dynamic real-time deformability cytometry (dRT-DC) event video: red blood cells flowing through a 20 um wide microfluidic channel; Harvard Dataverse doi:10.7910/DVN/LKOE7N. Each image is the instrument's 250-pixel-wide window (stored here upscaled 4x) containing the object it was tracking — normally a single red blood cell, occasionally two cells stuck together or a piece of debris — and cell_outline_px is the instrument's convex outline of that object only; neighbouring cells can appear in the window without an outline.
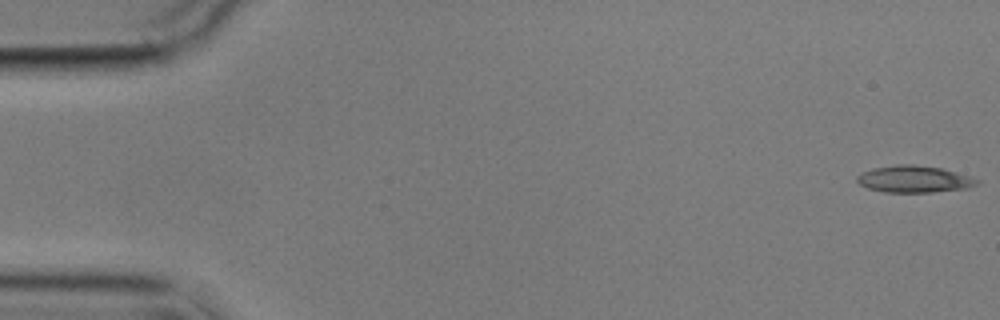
{"species": "common noctule bat (a hibernating species)", "species_latin": "Nyctalus noctula", "temperature_condition": "cold", "stored_images_in_passage": 5, "camera_frame_rate_fps": 3000, "um_per_image_px": 0.085, "animal": {"sex": "male", "body_mass_g": 17.9}, "frame": {"image": 1, "passage_image": 1, "time_ms": 0.0, "image_size_px": [1000, 320], "cell_outline_px": [[980, 184], [968, 188], [932, 192], [884, 192], [868, 188], [860, 184], [856, 180], [856, 176], [860, 172], [872, 168], [896, 164], [912, 164], [940, 168], [956, 172], [980, 180]], "centroid_in_image_um": [77.68, 15.22], "position_along_channel_um": 7.3, "area_um2": 18.84}}
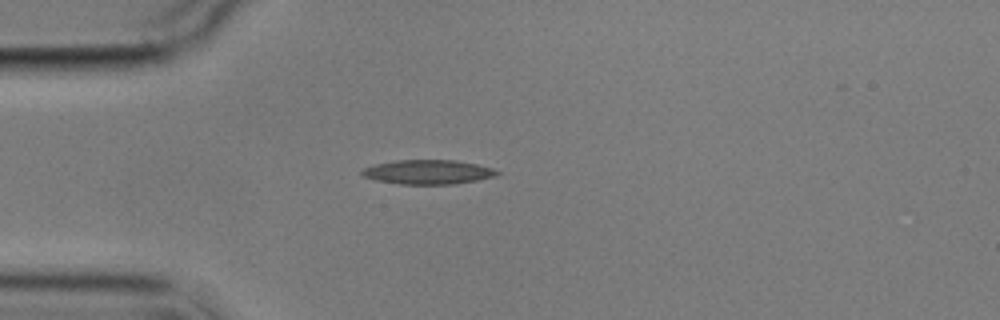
{"frame": {"image": 2, "passage_image": 5, "time_ms": 4.667, "image_size_px": [1000, 320], "cell_outline_px": [[500, 172], [496, 176], [476, 180], [452, 184], [400, 184], [376, 180], [360, 176], [360, 172], [364, 168], [376, 164], [396, 160], [456, 160], [476, 164], [492, 168]], "centroid_in_image_um": [36.35, 14.62], "position_along_channel_um": 48.7, "area_um2": 19.07}}